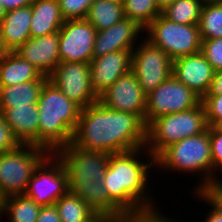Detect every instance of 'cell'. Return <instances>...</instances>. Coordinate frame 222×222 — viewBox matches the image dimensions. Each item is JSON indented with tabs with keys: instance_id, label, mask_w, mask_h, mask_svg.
I'll list each match as a JSON object with an SVG mask.
<instances>
[{
	"instance_id": "cell-1",
	"label": "cell",
	"mask_w": 222,
	"mask_h": 222,
	"mask_svg": "<svg viewBox=\"0 0 222 222\" xmlns=\"http://www.w3.org/2000/svg\"><path fill=\"white\" fill-rule=\"evenodd\" d=\"M71 143L108 154L136 150L146 145V124L138 115L110 109L98 100L81 109Z\"/></svg>"
},
{
	"instance_id": "cell-2",
	"label": "cell",
	"mask_w": 222,
	"mask_h": 222,
	"mask_svg": "<svg viewBox=\"0 0 222 222\" xmlns=\"http://www.w3.org/2000/svg\"><path fill=\"white\" fill-rule=\"evenodd\" d=\"M146 151V148L142 147L109 155L103 185L108 193V198L125 215L159 210L155 206V200L150 195L148 187L150 185L148 184L149 169L155 168V159ZM141 153L146 157L149 156L147 158L149 163L142 160L139 156Z\"/></svg>"
},
{
	"instance_id": "cell-3",
	"label": "cell",
	"mask_w": 222,
	"mask_h": 222,
	"mask_svg": "<svg viewBox=\"0 0 222 222\" xmlns=\"http://www.w3.org/2000/svg\"><path fill=\"white\" fill-rule=\"evenodd\" d=\"M38 147L55 154L72 141L81 107L47 79L38 99Z\"/></svg>"
},
{
	"instance_id": "cell-4",
	"label": "cell",
	"mask_w": 222,
	"mask_h": 222,
	"mask_svg": "<svg viewBox=\"0 0 222 222\" xmlns=\"http://www.w3.org/2000/svg\"><path fill=\"white\" fill-rule=\"evenodd\" d=\"M155 167L185 174L195 175L198 172L202 178L193 190H213L210 126L199 135L184 138L165 148L155 158Z\"/></svg>"
},
{
	"instance_id": "cell-5",
	"label": "cell",
	"mask_w": 222,
	"mask_h": 222,
	"mask_svg": "<svg viewBox=\"0 0 222 222\" xmlns=\"http://www.w3.org/2000/svg\"><path fill=\"white\" fill-rule=\"evenodd\" d=\"M202 102L196 107L153 119L146 126V150L154 159L168 146L184 138L199 135L208 129Z\"/></svg>"
},
{
	"instance_id": "cell-6",
	"label": "cell",
	"mask_w": 222,
	"mask_h": 222,
	"mask_svg": "<svg viewBox=\"0 0 222 222\" xmlns=\"http://www.w3.org/2000/svg\"><path fill=\"white\" fill-rule=\"evenodd\" d=\"M50 153L38 146L19 144L0 154V198L25 194L31 176Z\"/></svg>"
},
{
	"instance_id": "cell-7",
	"label": "cell",
	"mask_w": 222,
	"mask_h": 222,
	"mask_svg": "<svg viewBox=\"0 0 222 222\" xmlns=\"http://www.w3.org/2000/svg\"><path fill=\"white\" fill-rule=\"evenodd\" d=\"M144 33L147 34L146 40L162 49L173 61L201 51L198 24H179L160 14L144 29Z\"/></svg>"
},
{
	"instance_id": "cell-8",
	"label": "cell",
	"mask_w": 222,
	"mask_h": 222,
	"mask_svg": "<svg viewBox=\"0 0 222 222\" xmlns=\"http://www.w3.org/2000/svg\"><path fill=\"white\" fill-rule=\"evenodd\" d=\"M69 191L68 174L56 154H49L35 169L25 195L40 206L53 205Z\"/></svg>"
},
{
	"instance_id": "cell-9",
	"label": "cell",
	"mask_w": 222,
	"mask_h": 222,
	"mask_svg": "<svg viewBox=\"0 0 222 222\" xmlns=\"http://www.w3.org/2000/svg\"><path fill=\"white\" fill-rule=\"evenodd\" d=\"M201 100L198 94L171 75L147 95L144 123L147 126L157 117L190 110Z\"/></svg>"
},
{
	"instance_id": "cell-10",
	"label": "cell",
	"mask_w": 222,
	"mask_h": 222,
	"mask_svg": "<svg viewBox=\"0 0 222 222\" xmlns=\"http://www.w3.org/2000/svg\"><path fill=\"white\" fill-rule=\"evenodd\" d=\"M142 40L132 51L131 70L148 95L172 75L173 60L159 47Z\"/></svg>"
},
{
	"instance_id": "cell-11",
	"label": "cell",
	"mask_w": 222,
	"mask_h": 222,
	"mask_svg": "<svg viewBox=\"0 0 222 222\" xmlns=\"http://www.w3.org/2000/svg\"><path fill=\"white\" fill-rule=\"evenodd\" d=\"M55 154L64 163L69 184H88L96 180L103 183L110 154L80 149L72 143Z\"/></svg>"
},
{
	"instance_id": "cell-12",
	"label": "cell",
	"mask_w": 222,
	"mask_h": 222,
	"mask_svg": "<svg viewBox=\"0 0 222 222\" xmlns=\"http://www.w3.org/2000/svg\"><path fill=\"white\" fill-rule=\"evenodd\" d=\"M48 79L81 108L99 100L91 87L89 63L60 62Z\"/></svg>"
},
{
	"instance_id": "cell-13",
	"label": "cell",
	"mask_w": 222,
	"mask_h": 222,
	"mask_svg": "<svg viewBox=\"0 0 222 222\" xmlns=\"http://www.w3.org/2000/svg\"><path fill=\"white\" fill-rule=\"evenodd\" d=\"M96 33L87 19L65 20L58 32L60 62L90 63Z\"/></svg>"
},
{
	"instance_id": "cell-14",
	"label": "cell",
	"mask_w": 222,
	"mask_h": 222,
	"mask_svg": "<svg viewBox=\"0 0 222 222\" xmlns=\"http://www.w3.org/2000/svg\"><path fill=\"white\" fill-rule=\"evenodd\" d=\"M146 97L134 72L130 70L104 91L99 101L110 109L136 114L144 121Z\"/></svg>"
},
{
	"instance_id": "cell-15",
	"label": "cell",
	"mask_w": 222,
	"mask_h": 222,
	"mask_svg": "<svg viewBox=\"0 0 222 222\" xmlns=\"http://www.w3.org/2000/svg\"><path fill=\"white\" fill-rule=\"evenodd\" d=\"M132 51L118 50L91 60L89 63L90 82L98 97L121 75L131 70Z\"/></svg>"
},
{
	"instance_id": "cell-16",
	"label": "cell",
	"mask_w": 222,
	"mask_h": 222,
	"mask_svg": "<svg viewBox=\"0 0 222 222\" xmlns=\"http://www.w3.org/2000/svg\"><path fill=\"white\" fill-rule=\"evenodd\" d=\"M215 70L201 52L173 61L172 75L202 99L210 86Z\"/></svg>"
},
{
	"instance_id": "cell-17",
	"label": "cell",
	"mask_w": 222,
	"mask_h": 222,
	"mask_svg": "<svg viewBox=\"0 0 222 222\" xmlns=\"http://www.w3.org/2000/svg\"><path fill=\"white\" fill-rule=\"evenodd\" d=\"M144 29L134 20L124 18L110 28L97 31L93 45V58L118 50H133ZM136 40V41H135ZM137 42V43H136Z\"/></svg>"
},
{
	"instance_id": "cell-18",
	"label": "cell",
	"mask_w": 222,
	"mask_h": 222,
	"mask_svg": "<svg viewBox=\"0 0 222 222\" xmlns=\"http://www.w3.org/2000/svg\"><path fill=\"white\" fill-rule=\"evenodd\" d=\"M58 32L29 38L15 52L49 77L60 63Z\"/></svg>"
},
{
	"instance_id": "cell-19",
	"label": "cell",
	"mask_w": 222,
	"mask_h": 222,
	"mask_svg": "<svg viewBox=\"0 0 222 222\" xmlns=\"http://www.w3.org/2000/svg\"><path fill=\"white\" fill-rule=\"evenodd\" d=\"M1 112L19 144L38 146L39 109L37 104L7 107Z\"/></svg>"
},
{
	"instance_id": "cell-20",
	"label": "cell",
	"mask_w": 222,
	"mask_h": 222,
	"mask_svg": "<svg viewBox=\"0 0 222 222\" xmlns=\"http://www.w3.org/2000/svg\"><path fill=\"white\" fill-rule=\"evenodd\" d=\"M31 5L7 11L0 22V35L7 51H16L31 38Z\"/></svg>"
},
{
	"instance_id": "cell-21",
	"label": "cell",
	"mask_w": 222,
	"mask_h": 222,
	"mask_svg": "<svg viewBox=\"0 0 222 222\" xmlns=\"http://www.w3.org/2000/svg\"><path fill=\"white\" fill-rule=\"evenodd\" d=\"M69 191L80 197L96 214L109 222L125 215L109 198L103 183L98 180L88 184H69Z\"/></svg>"
},
{
	"instance_id": "cell-22",
	"label": "cell",
	"mask_w": 222,
	"mask_h": 222,
	"mask_svg": "<svg viewBox=\"0 0 222 222\" xmlns=\"http://www.w3.org/2000/svg\"><path fill=\"white\" fill-rule=\"evenodd\" d=\"M31 10V38L59 32L65 21L58 0H33Z\"/></svg>"
},
{
	"instance_id": "cell-23",
	"label": "cell",
	"mask_w": 222,
	"mask_h": 222,
	"mask_svg": "<svg viewBox=\"0 0 222 222\" xmlns=\"http://www.w3.org/2000/svg\"><path fill=\"white\" fill-rule=\"evenodd\" d=\"M42 73L15 51H8L0 59V86H11L39 80Z\"/></svg>"
},
{
	"instance_id": "cell-24",
	"label": "cell",
	"mask_w": 222,
	"mask_h": 222,
	"mask_svg": "<svg viewBox=\"0 0 222 222\" xmlns=\"http://www.w3.org/2000/svg\"><path fill=\"white\" fill-rule=\"evenodd\" d=\"M47 79L48 77L43 75L39 80L0 86V111L7 107L37 104Z\"/></svg>"
},
{
	"instance_id": "cell-25",
	"label": "cell",
	"mask_w": 222,
	"mask_h": 222,
	"mask_svg": "<svg viewBox=\"0 0 222 222\" xmlns=\"http://www.w3.org/2000/svg\"><path fill=\"white\" fill-rule=\"evenodd\" d=\"M40 210L41 206L25 194L13 195L2 199L0 218L6 213L10 222H36Z\"/></svg>"
},
{
	"instance_id": "cell-26",
	"label": "cell",
	"mask_w": 222,
	"mask_h": 222,
	"mask_svg": "<svg viewBox=\"0 0 222 222\" xmlns=\"http://www.w3.org/2000/svg\"><path fill=\"white\" fill-rule=\"evenodd\" d=\"M124 18L123 3L109 0H95L86 17L97 31L110 28Z\"/></svg>"
},
{
	"instance_id": "cell-27",
	"label": "cell",
	"mask_w": 222,
	"mask_h": 222,
	"mask_svg": "<svg viewBox=\"0 0 222 222\" xmlns=\"http://www.w3.org/2000/svg\"><path fill=\"white\" fill-rule=\"evenodd\" d=\"M54 204L61 222H90L97 215L80 197L70 191Z\"/></svg>"
},
{
	"instance_id": "cell-28",
	"label": "cell",
	"mask_w": 222,
	"mask_h": 222,
	"mask_svg": "<svg viewBox=\"0 0 222 222\" xmlns=\"http://www.w3.org/2000/svg\"><path fill=\"white\" fill-rule=\"evenodd\" d=\"M203 4L202 0H175L161 14L179 24H198Z\"/></svg>"
},
{
	"instance_id": "cell-29",
	"label": "cell",
	"mask_w": 222,
	"mask_h": 222,
	"mask_svg": "<svg viewBox=\"0 0 222 222\" xmlns=\"http://www.w3.org/2000/svg\"><path fill=\"white\" fill-rule=\"evenodd\" d=\"M198 27L201 40L222 38V2L203 4Z\"/></svg>"
},
{
	"instance_id": "cell-30",
	"label": "cell",
	"mask_w": 222,
	"mask_h": 222,
	"mask_svg": "<svg viewBox=\"0 0 222 222\" xmlns=\"http://www.w3.org/2000/svg\"><path fill=\"white\" fill-rule=\"evenodd\" d=\"M125 18L136 21L145 29L162 11L156 0H123Z\"/></svg>"
},
{
	"instance_id": "cell-31",
	"label": "cell",
	"mask_w": 222,
	"mask_h": 222,
	"mask_svg": "<svg viewBox=\"0 0 222 222\" xmlns=\"http://www.w3.org/2000/svg\"><path fill=\"white\" fill-rule=\"evenodd\" d=\"M210 143L213 163V190H219L222 179L220 180L216 174L218 171H222V128L220 126H210Z\"/></svg>"
},
{
	"instance_id": "cell-32",
	"label": "cell",
	"mask_w": 222,
	"mask_h": 222,
	"mask_svg": "<svg viewBox=\"0 0 222 222\" xmlns=\"http://www.w3.org/2000/svg\"><path fill=\"white\" fill-rule=\"evenodd\" d=\"M193 194L197 196L199 201H204V203L206 202V204L212 207L210 208L211 210L208 211L206 219L203 220V222H222V191H195Z\"/></svg>"
},
{
	"instance_id": "cell-33",
	"label": "cell",
	"mask_w": 222,
	"mask_h": 222,
	"mask_svg": "<svg viewBox=\"0 0 222 222\" xmlns=\"http://www.w3.org/2000/svg\"><path fill=\"white\" fill-rule=\"evenodd\" d=\"M95 0H58L64 20L86 19L90 5Z\"/></svg>"
},
{
	"instance_id": "cell-34",
	"label": "cell",
	"mask_w": 222,
	"mask_h": 222,
	"mask_svg": "<svg viewBox=\"0 0 222 222\" xmlns=\"http://www.w3.org/2000/svg\"><path fill=\"white\" fill-rule=\"evenodd\" d=\"M200 52L215 72L222 71V38L202 40Z\"/></svg>"
},
{
	"instance_id": "cell-35",
	"label": "cell",
	"mask_w": 222,
	"mask_h": 222,
	"mask_svg": "<svg viewBox=\"0 0 222 222\" xmlns=\"http://www.w3.org/2000/svg\"><path fill=\"white\" fill-rule=\"evenodd\" d=\"M208 126H220L222 124V95H205L201 100Z\"/></svg>"
},
{
	"instance_id": "cell-36",
	"label": "cell",
	"mask_w": 222,
	"mask_h": 222,
	"mask_svg": "<svg viewBox=\"0 0 222 222\" xmlns=\"http://www.w3.org/2000/svg\"><path fill=\"white\" fill-rule=\"evenodd\" d=\"M113 222H178L161 214L160 210L148 211L142 214L123 215Z\"/></svg>"
},
{
	"instance_id": "cell-37",
	"label": "cell",
	"mask_w": 222,
	"mask_h": 222,
	"mask_svg": "<svg viewBox=\"0 0 222 222\" xmlns=\"http://www.w3.org/2000/svg\"><path fill=\"white\" fill-rule=\"evenodd\" d=\"M19 145L14 138L8 125L6 124L2 112L0 111V154L11 151Z\"/></svg>"
},
{
	"instance_id": "cell-38",
	"label": "cell",
	"mask_w": 222,
	"mask_h": 222,
	"mask_svg": "<svg viewBox=\"0 0 222 222\" xmlns=\"http://www.w3.org/2000/svg\"><path fill=\"white\" fill-rule=\"evenodd\" d=\"M36 222H61L55 204L41 206V210Z\"/></svg>"
},
{
	"instance_id": "cell-39",
	"label": "cell",
	"mask_w": 222,
	"mask_h": 222,
	"mask_svg": "<svg viewBox=\"0 0 222 222\" xmlns=\"http://www.w3.org/2000/svg\"><path fill=\"white\" fill-rule=\"evenodd\" d=\"M206 95H222V71L215 72Z\"/></svg>"
},
{
	"instance_id": "cell-40",
	"label": "cell",
	"mask_w": 222,
	"mask_h": 222,
	"mask_svg": "<svg viewBox=\"0 0 222 222\" xmlns=\"http://www.w3.org/2000/svg\"><path fill=\"white\" fill-rule=\"evenodd\" d=\"M5 11H11L20 7L30 6L33 0H0Z\"/></svg>"
},
{
	"instance_id": "cell-41",
	"label": "cell",
	"mask_w": 222,
	"mask_h": 222,
	"mask_svg": "<svg viewBox=\"0 0 222 222\" xmlns=\"http://www.w3.org/2000/svg\"><path fill=\"white\" fill-rule=\"evenodd\" d=\"M175 0H156V3L159 7V9L162 11L167 6L171 5Z\"/></svg>"
},
{
	"instance_id": "cell-42",
	"label": "cell",
	"mask_w": 222,
	"mask_h": 222,
	"mask_svg": "<svg viewBox=\"0 0 222 222\" xmlns=\"http://www.w3.org/2000/svg\"><path fill=\"white\" fill-rule=\"evenodd\" d=\"M90 222H109L104 216L97 214Z\"/></svg>"
},
{
	"instance_id": "cell-43",
	"label": "cell",
	"mask_w": 222,
	"mask_h": 222,
	"mask_svg": "<svg viewBox=\"0 0 222 222\" xmlns=\"http://www.w3.org/2000/svg\"><path fill=\"white\" fill-rule=\"evenodd\" d=\"M8 51L4 48L1 35H0V59L7 53Z\"/></svg>"
},
{
	"instance_id": "cell-44",
	"label": "cell",
	"mask_w": 222,
	"mask_h": 222,
	"mask_svg": "<svg viewBox=\"0 0 222 222\" xmlns=\"http://www.w3.org/2000/svg\"><path fill=\"white\" fill-rule=\"evenodd\" d=\"M5 14H6V11H5V9H4L1 1H0V22H1L2 19L4 18Z\"/></svg>"
},
{
	"instance_id": "cell-45",
	"label": "cell",
	"mask_w": 222,
	"mask_h": 222,
	"mask_svg": "<svg viewBox=\"0 0 222 222\" xmlns=\"http://www.w3.org/2000/svg\"><path fill=\"white\" fill-rule=\"evenodd\" d=\"M204 3L208 2H222V0H202Z\"/></svg>"
},
{
	"instance_id": "cell-46",
	"label": "cell",
	"mask_w": 222,
	"mask_h": 222,
	"mask_svg": "<svg viewBox=\"0 0 222 222\" xmlns=\"http://www.w3.org/2000/svg\"><path fill=\"white\" fill-rule=\"evenodd\" d=\"M109 1L122 2L123 3V0H109Z\"/></svg>"
},
{
	"instance_id": "cell-47",
	"label": "cell",
	"mask_w": 222,
	"mask_h": 222,
	"mask_svg": "<svg viewBox=\"0 0 222 222\" xmlns=\"http://www.w3.org/2000/svg\"><path fill=\"white\" fill-rule=\"evenodd\" d=\"M219 190H220V191H222V183H221V185H220V188H219Z\"/></svg>"
}]
</instances>
